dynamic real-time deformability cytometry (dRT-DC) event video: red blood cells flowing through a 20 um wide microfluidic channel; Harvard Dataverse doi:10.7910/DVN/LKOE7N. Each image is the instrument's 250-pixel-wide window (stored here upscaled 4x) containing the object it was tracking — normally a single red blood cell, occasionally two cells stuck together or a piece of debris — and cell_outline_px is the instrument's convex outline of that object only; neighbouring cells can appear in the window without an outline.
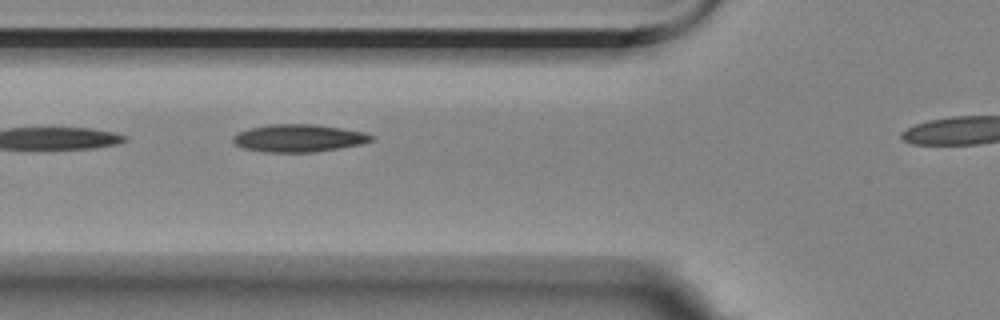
{"species": "Egyptian fruit bat (a non-hibernating species)", "species_latin": "Rousettus aegyptiacus", "temperature_condition": "room temperature", "stored_images_in_passage": 4, "camera_frame_rate_fps": 3000, "um_per_image_px": 0.085, "animal": {"sex": "female"}, "frame": {"image": 1, "passage_image": 2, "time_ms": 1.333, "image_size_px": [1000, 320], "cell_outline_px": [[376, 140], [360, 144], [340, 148], [316, 152], [264, 152], [240, 148], [232, 140], [232, 136], [236, 132], [248, 128], [268, 124], [312, 124], [340, 128], [364, 132], [376, 136]], "centroid_in_image_um": [25.36, 11.74], "position_along_channel_um": 100.4, "area_um2": 22.54}}
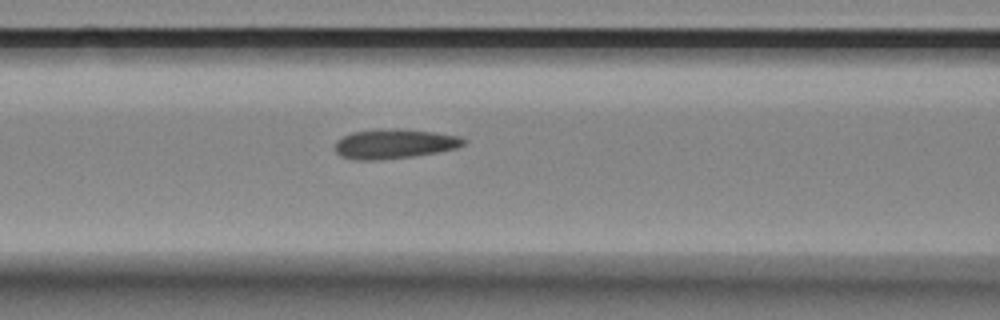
{"frame": {"image": 2, "passage_image": 4, "time_ms": 4.333, "image_size_px": [1000, 320], "cell_outline_px": [[464, 144], [456, 148], [436, 152], [412, 156], [376, 160], [356, 160], [340, 156], [336, 152], [336, 140], [352, 132], [380, 128], [396, 128], [432, 132], [456, 136], [464, 140]], "centroid_in_image_um": [33.45, 12.22], "position_along_channel_um": 133.2, "area_um2": 21.91}}